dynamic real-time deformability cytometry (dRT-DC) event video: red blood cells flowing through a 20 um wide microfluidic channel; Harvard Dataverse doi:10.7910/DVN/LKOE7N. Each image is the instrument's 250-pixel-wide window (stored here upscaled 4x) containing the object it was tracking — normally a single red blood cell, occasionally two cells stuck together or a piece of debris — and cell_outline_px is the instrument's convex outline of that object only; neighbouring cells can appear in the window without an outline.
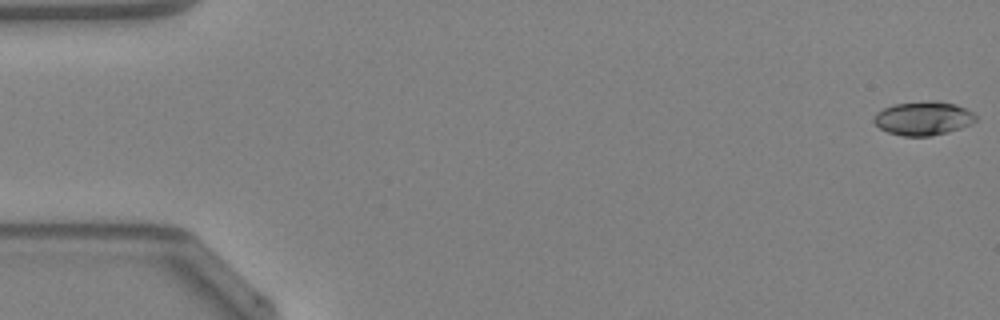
{"species": "Egyptian fruit bat (a non-hibernating species)", "species_latin": "Rousettus aegyptiacus", "temperature_condition": "warm", "stored_images_in_passage": 12, "camera_frame_rate_fps": 3000, "um_per_image_px": 0.085, "animal": {"sex": "female"}, "frame": {"image": 1, "passage_image": 1, "time_ms": 0.0, "image_size_px": [1000, 320], "cell_outline_px": [[976, 120], [972, 124], [948, 132], [932, 136], [904, 136], [888, 132], [880, 128], [872, 120], [876, 112], [892, 104], [932, 100], [956, 104], [972, 112], [976, 116]], "centroid_in_image_um": [78.47, 10.05], "position_along_channel_um": 6.5, "area_um2": 20.11}}